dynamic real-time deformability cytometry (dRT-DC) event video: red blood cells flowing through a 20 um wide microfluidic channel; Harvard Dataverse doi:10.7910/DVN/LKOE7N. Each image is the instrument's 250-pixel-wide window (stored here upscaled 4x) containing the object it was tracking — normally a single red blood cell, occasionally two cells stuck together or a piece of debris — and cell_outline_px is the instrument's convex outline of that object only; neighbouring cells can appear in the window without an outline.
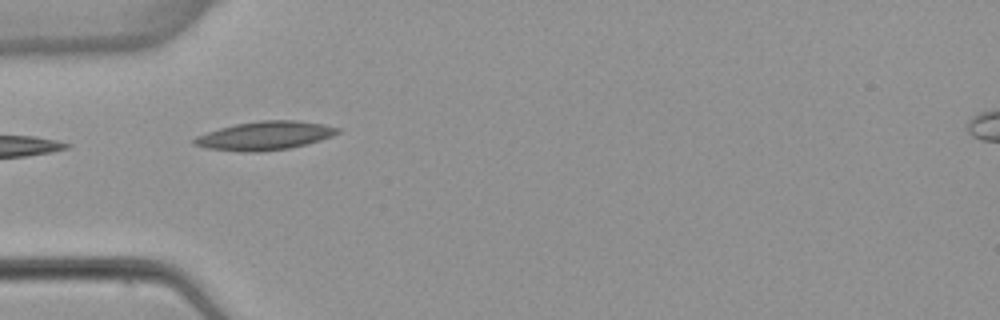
{"species": "common noctule bat (a hibernating species)", "species_latin": "Nyctalus noctula", "temperature_condition": "warm", "stored_images_in_passage": 5, "camera_frame_rate_fps": 3000, "um_per_image_px": 0.085, "animal": {"sex": "female", "body_mass_g": 22.7, "forearm_length_mm": 54.2}, "frame": {"image": 1, "passage_image": 4, "time_ms": 4.333, "image_size_px": [1000, 320], "cell_outline_px": [[340, 132], [332, 136], [320, 140], [288, 148], [260, 152], [240, 152], [204, 148], [192, 144], [192, 140], [196, 136], [220, 128], [236, 124], [260, 120], [296, 120], [324, 124], [340, 128]], "centroid_in_image_um": [22.48, 11.53], "position_along_channel_um": 62.5, "area_um2": 23.93}}
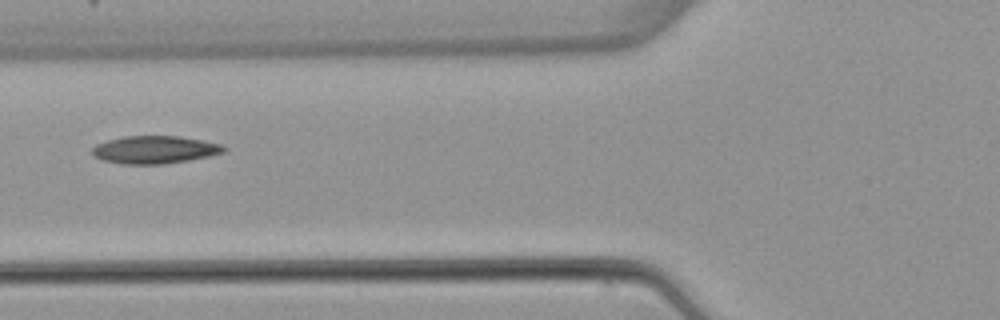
{"frame": {"image": 2, "passage_image": 5, "time_ms": 5.667, "image_size_px": [1000, 320], "cell_outline_px": [[228, 148], [224, 152], [212, 156], [164, 164], [120, 164], [104, 160], [92, 156], [92, 148], [96, 144], [108, 140], [124, 136], [180, 136], [204, 140], [220, 144]], "centroid_in_image_um": [13.17, 12.72], "position_along_channel_um": 112.6, "area_um2": 21.44}}